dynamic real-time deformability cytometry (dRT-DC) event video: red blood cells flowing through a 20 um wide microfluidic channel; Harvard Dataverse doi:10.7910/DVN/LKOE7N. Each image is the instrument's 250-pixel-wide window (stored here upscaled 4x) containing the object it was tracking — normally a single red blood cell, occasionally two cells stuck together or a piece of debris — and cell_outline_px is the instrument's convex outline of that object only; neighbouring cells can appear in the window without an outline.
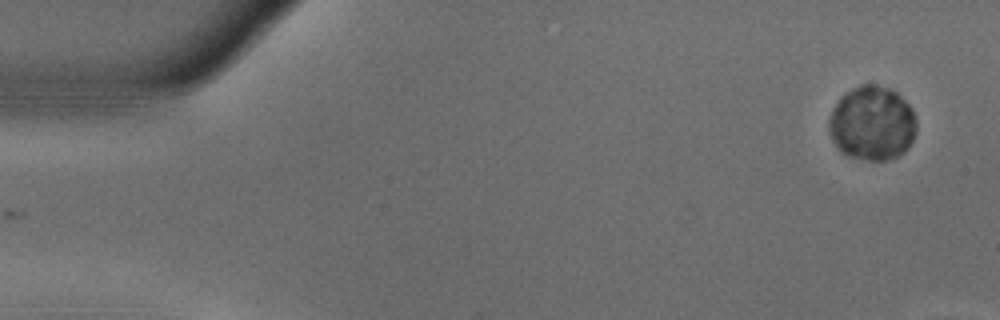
{"species": "common noctule bat (a hibernating species)", "species_latin": "Nyctalus noctula", "temperature_condition": "warm", "stored_images_in_passage": 12, "camera_frame_rate_fps": 3000, "um_per_image_px": 0.085, "animal": {"sex": "male", "body_mass_g": 18.8}, "frame": {"image": 1, "passage_image": 1, "time_ms": 0.0, "image_size_px": [1000, 320], "cell_outline_px": [[916, 132], [912, 140], [904, 152], [896, 156], [884, 160], [868, 160], [848, 156], [840, 152], [828, 132], [828, 120], [832, 108], [840, 96], [844, 92], [860, 84], [872, 84], [892, 88], [912, 108], [916, 120]], "centroid_in_image_um": [74.1, 10.46], "position_along_channel_um": 10.9, "area_um2": 38.26}}